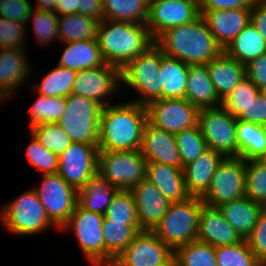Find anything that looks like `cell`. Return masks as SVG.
I'll return each mask as SVG.
<instances>
[{"mask_svg":"<svg viewBox=\"0 0 266 266\" xmlns=\"http://www.w3.org/2000/svg\"><path fill=\"white\" fill-rule=\"evenodd\" d=\"M146 179L152 182L170 202L187 199L183 168L157 162H147Z\"/></svg>","mask_w":266,"mask_h":266,"instance_id":"obj_25","label":"cell"},{"mask_svg":"<svg viewBox=\"0 0 266 266\" xmlns=\"http://www.w3.org/2000/svg\"><path fill=\"white\" fill-rule=\"evenodd\" d=\"M150 0H103L104 19L147 24Z\"/></svg>","mask_w":266,"mask_h":266,"instance_id":"obj_34","label":"cell"},{"mask_svg":"<svg viewBox=\"0 0 266 266\" xmlns=\"http://www.w3.org/2000/svg\"><path fill=\"white\" fill-rule=\"evenodd\" d=\"M261 93H262V95L265 97V99H266V88H264V89H262L261 90Z\"/></svg>","mask_w":266,"mask_h":266,"instance_id":"obj_61","label":"cell"},{"mask_svg":"<svg viewBox=\"0 0 266 266\" xmlns=\"http://www.w3.org/2000/svg\"><path fill=\"white\" fill-rule=\"evenodd\" d=\"M77 71L57 65L44 73L41 82H33L27 88L35 93L48 97H67L72 93ZM30 86V87H29ZM33 87V88H32Z\"/></svg>","mask_w":266,"mask_h":266,"instance_id":"obj_33","label":"cell"},{"mask_svg":"<svg viewBox=\"0 0 266 266\" xmlns=\"http://www.w3.org/2000/svg\"><path fill=\"white\" fill-rule=\"evenodd\" d=\"M7 100L0 94V105L4 104Z\"/></svg>","mask_w":266,"mask_h":266,"instance_id":"obj_59","label":"cell"},{"mask_svg":"<svg viewBox=\"0 0 266 266\" xmlns=\"http://www.w3.org/2000/svg\"><path fill=\"white\" fill-rule=\"evenodd\" d=\"M32 23V33L35 35L36 41L39 45L47 46L54 43L56 40L59 42V16L54 11H44L33 9L27 22L30 27Z\"/></svg>","mask_w":266,"mask_h":266,"instance_id":"obj_38","label":"cell"},{"mask_svg":"<svg viewBox=\"0 0 266 266\" xmlns=\"http://www.w3.org/2000/svg\"><path fill=\"white\" fill-rule=\"evenodd\" d=\"M54 12L58 16L76 14V0H57Z\"/></svg>","mask_w":266,"mask_h":266,"instance_id":"obj_55","label":"cell"},{"mask_svg":"<svg viewBox=\"0 0 266 266\" xmlns=\"http://www.w3.org/2000/svg\"><path fill=\"white\" fill-rule=\"evenodd\" d=\"M148 122L146 105L122 101L103 107L100 116L98 151L138 150Z\"/></svg>","mask_w":266,"mask_h":266,"instance_id":"obj_1","label":"cell"},{"mask_svg":"<svg viewBox=\"0 0 266 266\" xmlns=\"http://www.w3.org/2000/svg\"><path fill=\"white\" fill-rule=\"evenodd\" d=\"M140 231H142L140 225H124V222H111L110 219L104 218L105 266H111L114 258L128 246Z\"/></svg>","mask_w":266,"mask_h":266,"instance_id":"obj_32","label":"cell"},{"mask_svg":"<svg viewBox=\"0 0 266 266\" xmlns=\"http://www.w3.org/2000/svg\"><path fill=\"white\" fill-rule=\"evenodd\" d=\"M100 21L81 14L59 16V41L67 43L97 39Z\"/></svg>","mask_w":266,"mask_h":266,"instance_id":"obj_35","label":"cell"},{"mask_svg":"<svg viewBox=\"0 0 266 266\" xmlns=\"http://www.w3.org/2000/svg\"><path fill=\"white\" fill-rule=\"evenodd\" d=\"M31 142L26 147V157L31 166L39 170L42 175L58 173L59 157L43 146L32 133Z\"/></svg>","mask_w":266,"mask_h":266,"instance_id":"obj_46","label":"cell"},{"mask_svg":"<svg viewBox=\"0 0 266 266\" xmlns=\"http://www.w3.org/2000/svg\"><path fill=\"white\" fill-rule=\"evenodd\" d=\"M160 65L161 48L154 43L121 69V86L138 93L131 101L147 105L160 99Z\"/></svg>","mask_w":266,"mask_h":266,"instance_id":"obj_6","label":"cell"},{"mask_svg":"<svg viewBox=\"0 0 266 266\" xmlns=\"http://www.w3.org/2000/svg\"><path fill=\"white\" fill-rule=\"evenodd\" d=\"M245 160L226 157L219 163L211 184L201 197L204 204L217 207L220 204L245 196Z\"/></svg>","mask_w":266,"mask_h":266,"instance_id":"obj_12","label":"cell"},{"mask_svg":"<svg viewBox=\"0 0 266 266\" xmlns=\"http://www.w3.org/2000/svg\"><path fill=\"white\" fill-rule=\"evenodd\" d=\"M200 10H229L252 7L249 0H199Z\"/></svg>","mask_w":266,"mask_h":266,"instance_id":"obj_52","label":"cell"},{"mask_svg":"<svg viewBox=\"0 0 266 266\" xmlns=\"http://www.w3.org/2000/svg\"><path fill=\"white\" fill-rule=\"evenodd\" d=\"M174 255L180 266H218L215 247L198 240L177 247Z\"/></svg>","mask_w":266,"mask_h":266,"instance_id":"obj_39","label":"cell"},{"mask_svg":"<svg viewBox=\"0 0 266 266\" xmlns=\"http://www.w3.org/2000/svg\"><path fill=\"white\" fill-rule=\"evenodd\" d=\"M27 33L25 24L0 17V49H27Z\"/></svg>","mask_w":266,"mask_h":266,"instance_id":"obj_47","label":"cell"},{"mask_svg":"<svg viewBox=\"0 0 266 266\" xmlns=\"http://www.w3.org/2000/svg\"><path fill=\"white\" fill-rule=\"evenodd\" d=\"M97 41L105 63L119 69L155 43L146 24L108 19L100 21Z\"/></svg>","mask_w":266,"mask_h":266,"instance_id":"obj_3","label":"cell"},{"mask_svg":"<svg viewBox=\"0 0 266 266\" xmlns=\"http://www.w3.org/2000/svg\"><path fill=\"white\" fill-rule=\"evenodd\" d=\"M223 158L220 153L208 148L196 160L183 167L185 187L190 196L202 197L206 193Z\"/></svg>","mask_w":266,"mask_h":266,"instance_id":"obj_23","label":"cell"},{"mask_svg":"<svg viewBox=\"0 0 266 266\" xmlns=\"http://www.w3.org/2000/svg\"><path fill=\"white\" fill-rule=\"evenodd\" d=\"M251 8L200 10L217 44L224 50L251 21Z\"/></svg>","mask_w":266,"mask_h":266,"instance_id":"obj_20","label":"cell"},{"mask_svg":"<svg viewBox=\"0 0 266 266\" xmlns=\"http://www.w3.org/2000/svg\"><path fill=\"white\" fill-rule=\"evenodd\" d=\"M62 46L65 48L60 53L57 65L79 71L105 64L97 39L71 41L62 43Z\"/></svg>","mask_w":266,"mask_h":266,"instance_id":"obj_28","label":"cell"},{"mask_svg":"<svg viewBox=\"0 0 266 266\" xmlns=\"http://www.w3.org/2000/svg\"><path fill=\"white\" fill-rule=\"evenodd\" d=\"M158 266H180V264L177 257L173 254L170 258Z\"/></svg>","mask_w":266,"mask_h":266,"instance_id":"obj_57","label":"cell"},{"mask_svg":"<svg viewBox=\"0 0 266 266\" xmlns=\"http://www.w3.org/2000/svg\"><path fill=\"white\" fill-rule=\"evenodd\" d=\"M29 133H32L43 146L58 156L73 143L57 123H41L32 126Z\"/></svg>","mask_w":266,"mask_h":266,"instance_id":"obj_41","label":"cell"},{"mask_svg":"<svg viewBox=\"0 0 266 266\" xmlns=\"http://www.w3.org/2000/svg\"><path fill=\"white\" fill-rule=\"evenodd\" d=\"M213 247L234 245L243 239L217 207L203 204L199 215L197 239Z\"/></svg>","mask_w":266,"mask_h":266,"instance_id":"obj_22","label":"cell"},{"mask_svg":"<svg viewBox=\"0 0 266 266\" xmlns=\"http://www.w3.org/2000/svg\"><path fill=\"white\" fill-rule=\"evenodd\" d=\"M198 125L207 148L217 151L224 158L239 157L237 118L222 105L200 109Z\"/></svg>","mask_w":266,"mask_h":266,"instance_id":"obj_10","label":"cell"},{"mask_svg":"<svg viewBox=\"0 0 266 266\" xmlns=\"http://www.w3.org/2000/svg\"><path fill=\"white\" fill-rule=\"evenodd\" d=\"M189 65L166 56L161 49L160 99L185 98Z\"/></svg>","mask_w":266,"mask_h":266,"instance_id":"obj_29","label":"cell"},{"mask_svg":"<svg viewBox=\"0 0 266 266\" xmlns=\"http://www.w3.org/2000/svg\"><path fill=\"white\" fill-rule=\"evenodd\" d=\"M239 157L256 160L266 149V126L237 120Z\"/></svg>","mask_w":266,"mask_h":266,"instance_id":"obj_36","label":"cell"},{"mask_svg":"<svg viewBox=\"0 0 266 266\" xmlns=\"http://www.w3.org/2000/svg\"><path fill=\"white\" fill-rule=\"evenodd\" d=\"M223 51L245 66L266 53V41L250 21Z\"/></svg>","mask_w":266,"mask_h":266,"instance_id":"obj_30","label":"cell"},{"mask_svg":"<svg viewBox=\"0 0 266 266\" xmlns=\"http://www.w3.org/2000/svg\"><path fill=\"white\" fill-rule=\"evenodd\" d=\"M34 94L36 99L28 110L29 124L27 130L41 123H57L64 112L66 98L48 97L35 92Z\"/></svg>","mask_w":266,"mask_h":266,"instance_id":"obj_37","label":"cell"},{"mask_svg":"<svg viewBox=\"0 0 266 266\" xmlns=\"http://www.w3.org/2000/svg\"><path fill=\"white\" fill-rule=\"evenodd\" d=\"M148 122L170 134L198 125L199 109L185 98L156 99L146 105Z\"/></svg>","mask_w":266,"mask_h":266,"instance_id":"obj_14","label":"cell"},{"mask_svg":"<svg viewBox=\"0 0 266 266\" xmlns=\"http://www.w3.org/2000/svg\"><path fill=\"white\" fill-rule=\"evenodd\" d=\"M76 14L103 20V0H76Z\"/></svg>","mask_w":266,"mask_h":266,"instance_id":"obj_53","label":"cell"},{"mask_svg":"<svg viewBox=\"0 0 266 266\" xmlns=\"http://www.w3.org/2000/svg\"><path fill=\"white\" fill-rule=\"evenodd\" d=\"M215 256L218 266H264L246 239L234 245L215 247Z\"/></svg>","mask_w":266,"mask_h":266,"instance_id":"obj_40","label":"cell"},{"mask_svg":"<svg viewBox=\"0 0 266 266\" xmlns=\"http://www.w3.org/2000/svg\"><path fill=\"white\" fill-rule=\"evenodd\" d=\"M256 161L266 168V149L261 154V156L256 159Z\"/></svg>","mask_w":266,"mask_h":266,"instance_id":"obj_58","label":"cell"},{"mask_svg":"<svg viewBox=\"0 0 266 266\" xmlns=\"http://www.w3.org/2000/svg\"><path fill=\"white\" fill-rule=\"evenodd\" d=\"M120 87L121 69L105 63L97 68L77 71L72 93L93 99L105 107L117 102L112 97L118 94L117 91L121 92Z\"/></svg>","mask_w":266,"mask_h":266,"instance_id":"obj_13","label":"cell"},{"mask_svg":"<svg viewBox=\"0 0 266 266\" xmlns=\"http://www.w3.org/2000/svg\"><path fill=\"white\" fill-rule=\"evenodd\" d=\"M173 254L174 251L152 231L142 230L114 258L111 266H158Z\"/></svg>","mask_w":266,"mask_h":266,"instance_id":"obj_17","label":"cell"},{"mask_svg":"<svg viewBox=\"0 0 266 266\" xmlns=\"http://www.w3.org/2000/svg\"><path fill=\"white\" fill-rule=\"evenodd\" d=\"M252 4L253 3H261V2H266V0H249Z\"/></svg>","mask_w":266,"mask_h":266,"instance_id":"obj_60","label":"cell"},{"mask_svg":"<svg viewBox=\"0 0 266 266\" xmlns=\"http://www.w3.org/2000/svg\"><path fill=\"white\" fill-rule=\"evenodd\" d=\"M140 151L147 162H157L181 168L175 135L158 129L149 122L144 127Z\"/></svg>","mask_w":266,"mask_h":266,"instance_id":"obj_21","label":"cell"},{"mask_svg":"<svg viewBox=\"0 0 266 266\" xmlns=\"http://www.w3.org/2000/svg\"><path fill=\"white\" fill-rule=\"evenodd\" d=\"M36 3L35 9L37 10L54 11L57 0H36Z\"/></svg>","mask_w":266,"mask_h":266,"instance_id":"obj_56","label":"cell"},{"mask_svg":"<svg viewBox=\"0 0 266 266\" xmlns=\"http://www.w3.org/2000/svg\"><path fill=\"white\" fill-rule=\"evenodd\" d=\"M250 249L257 259L266 264V207L261 211L257 224L250 236L246 239Z\"/></svg>","mask_w":266,"mask_h":266,"instance_id":"obj_48","label":"cell"},{"mask_svg":"<svg viewBox=\"0 0 266 266\" xmlns=\"http://www.w3.org/2000/svg\"><path fill=\"white\" fill-rule=\"evenodd\" d=\"M102 109L95 100L71 93L66 97L64 112L57 124L72 142L98 145Z\"/></svg>","mask_w":266,"mask_h":266,"instance_id":"obj_7","label":"cell"},{"mask_svg":"<svg viewBox=\"0 0 266 266\" xmlns=\"http://www.w3.org/2000/svg\"><path fill=\"white\" fill-rule=\"evenodd\" d=\"M28 58L27 49H0V94L8 101L35 73Z\"/></svg>","mask_w":266,"mask_h":266,"instance_id":"obj_18","label":"cell"},{"mask_svg":"<svg viewBox=\"0 0 266 266\" xmlns=\"http://www.w3.org/2000/svg\"><path fill=\"white\" fill-rule=\"evenodd\" d=\"M203 204L201 197L196 196L170 203L162 220L152 232L173 251L181 245L195 241Z\"/></svg>","mask_w":266,"mask_h":266,"instance_id":"obj_5","label":"cell"},{"mask_svg":"<svg viewBox=\"0 0 266 266\" xmlns=\"http://www.w3.org/2000/svg\"><path fill=\"white\" fill-rule=\"evenodd\" d=\"M245 196L266 207V168L256 160H245Z\"/></svg>","mask_w":266,"mask_h":266,"instance_id":"obj_44","label":"cell"},{"mask_svg":"<svg viewBox=\"0 0 266 266\" xmlns=\"http://www.w3.org/2000/svg\"><path fill=\"white\" fill-rule=\"evenodd\" d=\"M147 161L140 149L98 151L97 173L119 190H130L146 179Z\"/></svg>","mask_w":266,"mask_h":266,"instance_id":"obj_9","label":"cell"},{"mask_svg":"<svg viewBox=\"0 0 266 266\" xmlns=\"http://www.w3.org/2000/svg\"><path fill=\"white\" fill-rule=\"evenodd\" d=\"M5 0H0V6L2 5V3L4 2Z\"/></svg>","mask_w":266,"mask_h":266,"instance_id":"obj_62","label":"cell"},{"mask_svg":"<svg viewBox=\"0 0 266 266\" xmlns=\"http://www.w3.org/2000/svg\"><path fill=\"white\" fill-rule=\"evenodd\" d=\"M130 191L136 201L140 229L152 231L162 220L170 202L148 179H143L134 185Z\"/></svg>","mask_w":266,"mask_h":266,"instance_id":"obj_19","label":"cell"},{"mask_svg":"<svg viewBox=\"0 0 266 266\" xmlns=\"http://www.w3.org/2000/svg\"><path fill=\"white\" fill-rule=\"evenodd\" d=\"M251 22L266 41V2L252 4Z\"/></svg>","mask_w":266,"mask_h":266,"instance_id":"obj_54","label":"cell"},{"mask_svg":"<svg viewBox=\"0 0 266 266\" xmlns=\"http://www.w3.org/2000/svg\"><path fill=\"white\" fill-rule=\"evenodd\" d=\"M34 6L30 0H5L0 6V17L27 25Z\"/></svg>","mask_w":266,"mask_h":266,"instance_id":"obj_49","label":"cell"},{"mask_svg":"<svg viewBox=\"0 0 266 266\" xmlns=\"http://www.w3.org/2000/svg\"><path fill=\"white\" fill-rule=\"evenodd\" d=\"M0 224L12 235L29 236L60 230L49 220L45 208L33 188L27 189L12 201L2 205Z\"/></svg>","mask_w":266,"mask_h":266,"instance_id":"obj_4","label":"cell"},{"mask_svg":"<svg viewBox=\"0 0 266 266\" xmlns=\"http://www.w3.org/2000/svg\"><path fill=\"white\" fill-rule=\"evenodd\" d=\"M185 99L199 110L222 105L206 64L189 65Z\"/></svg>","mask_w":266,"mask_h":266,"instance_id":"obj_27","label":"cell"},{"mask_svg":"<svg viewBox=\"0 0 266 266\" xmlns=\"http://www.w3.org/2000/svg\"><path fill=\"white\" fill-rule=\"evenodd\" d=\"M119 191L96 173L78 191V205L86 211L105 214L115 194Z\"/></svg>","mask_w":266,"mask_h":266,"instance_id":"obj_31","label":"cell"},{"mask_svg":"<svg viewBox=\"0 0 266 266\" xmlns=\"http://www.w3.org/2000/svg\"><path fill=\"white\" fill-rule=\"evenodd\" d=\"M175 138L179 148L181 168L196 160L208 149L199 125L175 134Z\"/></svg>","mask_w":266,"mask_h":266,"instance_id":"obj_42","label":"cell"},{"mask_svg":"<svg viewBox=\"0 0 266 266\" xmlns=\"http://www.w3.org/2000/svg\"><path fill=\"white\" fill-rule=\"evenodd\" d=\"M200 15L199 0H150L146 26L156 40L167 29L190 23Z\"/></svg>","mask_w":266,"mask_h":266,"instance_id":"obj_15","label":"cell"},{"mask_svg":"<svg viewBox=\"0 0 266 266\" xmlns=\"http://www.w3.org/2000/svg\"><path fill=\"white\" fill-rule=\"evenodd\" d=\"M261 91L245 77L222 101V106L235 118H238Z\"/></svg>","mask_w":266,"mask_h":266,"instance_id":"obj_45","label":"cell"},{"mask_svg":"<svg viewBox=\"0 0 266 266\" xmlns=\"http://www.w3.org/2000/svg\"><path fill=\"white\" fill-rule=\"evenodd\" d=\"M260 126H266V99L260 92L248 108L237 118Z\"/></svg>","mask_w":266,"mask_h":266,"instance_id":"obj_50","label":"cell"},{"mask_svg":"<svg viewBox=\"0 0 266 266\" xmlns=\"http://www.w3.org/2000/svg\"><path fill=\"white\" fill-rule=\"evenodd\" d=\"M225 219L242 239H247L257 224L264 206L247 196L217 206Z\"/></svg>","mask_w":266,"mask_h":266,"instance_id":"obj_26","label":"cell"},{"mask_svg":"<svg viewBox=\"0 0 266 266\" xmlns=\"http://www.w3.org/2000/svg\"><path fill=\"white\" fill-rule=\"evenodd\" d=\"M104 218L111 222H124V225H139L136 201L130 190H119L108 206Z\"/></svg>","mask_w":266,"mask_h":266,"instance_id":"obj_43","label":"cell"},{"mask_svg":"<svg viewBox=\"0 0 266 266\" xmlns=\"http://www.w3.org/2000/svg\"><path fill=\"white\" fill-rule=\"evenodd\" d=\"M41 182L33 185L49 220L60 230L78 204V191L58 173L41 175Z\"/></svg>","mask_w":266,"mask_h":266,"instance_id":"obj_11","label":"cell"},{"mask_svg":"<svg viewBox=\"0 0 266 266\" xmlns=\"http://www.w3.org/2000/svg\"><path fill=\"white\" fill-rule=\"evenodd\" d=\"M245 73L260 91L266 88V53L245 65Z\"/></svg>","mask_w":266,"mask_h":266,"instance_id":"obj_51","label":"cell"},{"mask_svg":"<svg viewBox=\"0 0 266 266\" xmlns=\"http://www.w3.org/2000/svg\"><path fill=\"white\" fill-rule=\"evenodd\" d=\"M155 43L164 55L188 65L207 64L223 51L202 15L190 23L167 29Z\"/></svg>","mask_w":266,"mask_h":266,"instance_id":"obj_2","label":"cell"},{"mask_svg":"<svg viewBox=\"0 0 266 266\" xmlns=\"http://www.w3.org/2000/svg\"><path fill=\"white\" fill-rule=\"evenodd\" d=\"M58 157V174L77 191L97 173L98 145L73 142Z\"/></svg>","mask_w":266,"mask_h":266,"instance_id":"obj_16","label":"cell"},{"mask_svg":"<svg viewBox=\"0 0 266 266\" xmlns=\"http://www.w3.org/2000/svg\"><path fill=\"white\" fill-rule=\"evenodd\" d=\"M210 80L223 101L245 77V66L222 51L206 64Z\"/></svg>","mask_w":266,"mask_h":266,"instance_id":"obj_24","label":"cell"},{"mask_svg":"<svg viewBox=\"0 0 266 266\" xmlns=\"http://www.w3.org/2000/svg\"><path fill=\"white\" fill-rule=\"evenodd\" d=\"M103 220L104 215L86 211L77 204L67 223L60 229L73 233L78 248L90 266H105Z\"/></svg>","mask_w":266,"mask_h":266,"instance_id":"obj_8","label":"cell"}]
</instances>
